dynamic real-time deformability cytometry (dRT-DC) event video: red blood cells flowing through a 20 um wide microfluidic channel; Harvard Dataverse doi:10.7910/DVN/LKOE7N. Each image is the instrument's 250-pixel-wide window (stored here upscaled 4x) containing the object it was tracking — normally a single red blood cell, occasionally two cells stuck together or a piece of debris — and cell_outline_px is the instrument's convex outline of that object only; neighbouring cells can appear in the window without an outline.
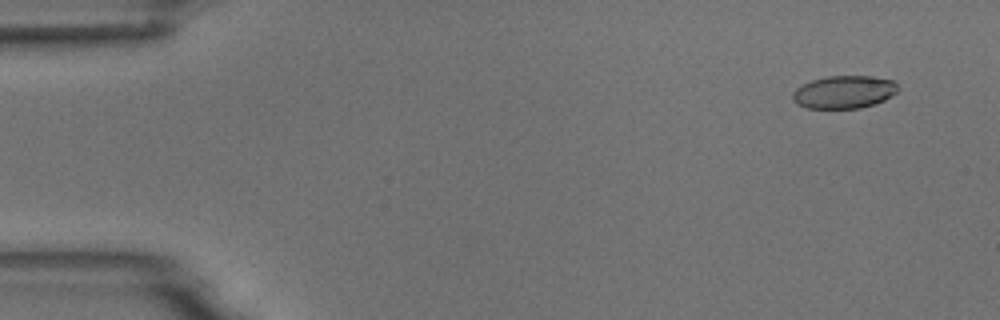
{"species": "common noctule bat (a hibernating species)", "species_latin": "Nyctalus noctula", "temperature_condition": "room temperature", "stored_images_in_passage": 5, "camera_frame_rate_fps": 3000, "um_per_image_px": 0.085, "animal": {"sex": "male", "body_mass_g": 18.8}, "frame": {"image": 1, "passage_image": 1, "time_ms": 0.0, "image_size_px": [1000, 320], "cell_outline_px": [[900, 88], [896, 92], [884, 100], [860, 108], [808, 108], [796, 104], [792, 100], [792, 92], [796, 88], [812, 80], [828, 76], [872, 76], [892, 80]], "centroid_in_image_um": [71.72, 7.82], "position_along_channel_um": 13.3, "area_um2": 20.06}}
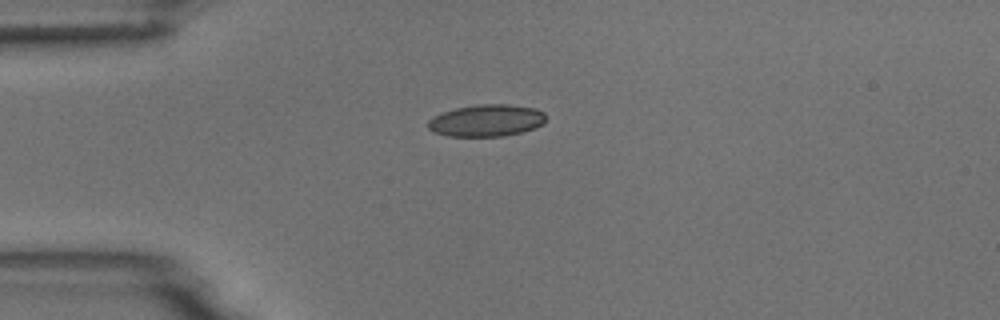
{"frame": {"image": 2, "passage_image": 4, "time_ms": 3.333, "image_size_px": [1000, 320], "cell_outline_px": [[544, 124], [536, 128], [504, 136], [448, 136], [436, 132], [428, 128], [428, 120], [444, 112], [456, 108], [480, 104], [508, 104], [536, 108], [544, 112]], "centroid_in_image_um": [41.39, 10.24], "position_along_channel_um": 43.6, "area_um2": 21.79}}